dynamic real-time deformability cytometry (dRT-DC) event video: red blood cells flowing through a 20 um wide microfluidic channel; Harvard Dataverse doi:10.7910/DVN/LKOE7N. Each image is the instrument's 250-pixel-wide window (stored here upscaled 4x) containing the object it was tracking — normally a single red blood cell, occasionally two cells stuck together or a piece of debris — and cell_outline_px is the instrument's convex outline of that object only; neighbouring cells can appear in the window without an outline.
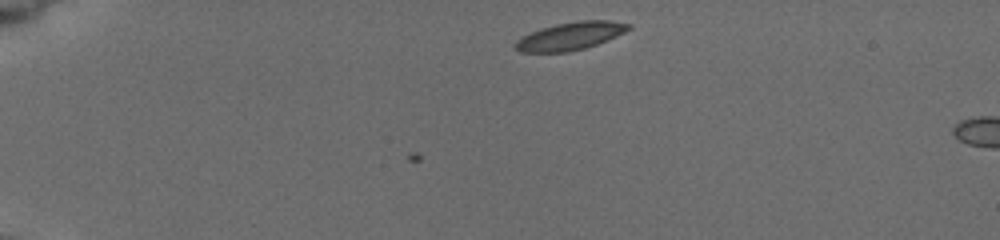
{"species": "common noctule bat (a hibernating species)", "species_latin": "Nyctalus noctula", "temperature_condition": "cold", "stored_images_in_passage": 2, "camera_frame_rate_fps": 3000, "um_per_image_px": 0.085, "animal": {"sex": "female", "body_mass_g": 19.5, "forearm_length_mm": 54.1}, "frame": {"image": 1, "passage_image": 2, "time_ms": 0.333, "image_size_px": [1000, 240], "cell_outline_px": [[632, 28], [616, 36], [596, 44], [584, 48], [568, 52], [520, 52], [516, 48], [516, 40], [540, 28], [556, 24], [580, 20], [612, 20], [632, 24]], "centroid_in_image_um": [48.52, 3.05], "position_along_channel_um": 36.5, "area_um2": 18.21}}